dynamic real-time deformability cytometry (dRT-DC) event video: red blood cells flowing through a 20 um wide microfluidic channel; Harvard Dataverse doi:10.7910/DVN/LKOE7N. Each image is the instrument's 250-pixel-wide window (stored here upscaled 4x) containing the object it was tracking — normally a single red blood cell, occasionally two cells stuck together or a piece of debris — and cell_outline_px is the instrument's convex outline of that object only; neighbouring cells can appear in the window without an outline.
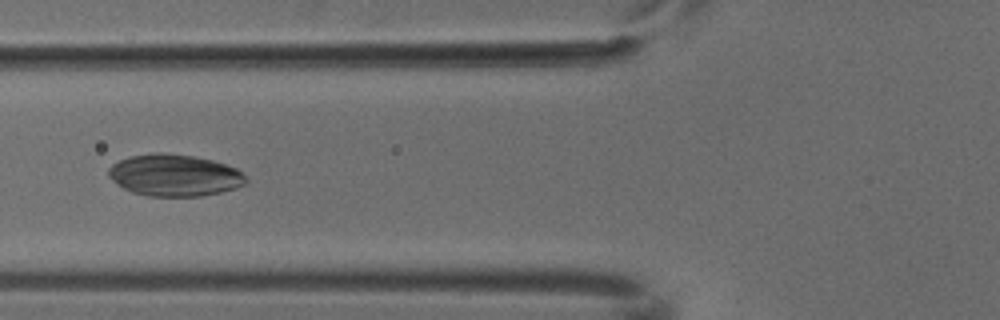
{"species": "common noctule bat (a hibernating species)", "species_latin": "Nyctalus noctula", "temperature_condition": "cold", "stored_images_in_passage": 4, "camera_frame_rate_fps": 3000, "um_per_image_px": 0.085, "animal": {"sex": "male", "body_mass_g": 18.8}, "frame": {"image": 1, "passage_image": 4, "time_ms": 1.0, "image_size_px": [1000, 320], "cell_outline_px": [[248, 180], [244, 184], [236, 188], [220, 192], [200, 196], [148, 196], [132, 192], [116, 184], [108, 176], [108, 168], [112, 164], [128, 156], [152, 152], [164, 152], [192, 156], [212, 160], [236, 168], [244, 172], [248, 176]], "centroid_in_image_um": [14.83, 14.89], "position_along_channel_um": 111.0, "area_um2": 33.76}}